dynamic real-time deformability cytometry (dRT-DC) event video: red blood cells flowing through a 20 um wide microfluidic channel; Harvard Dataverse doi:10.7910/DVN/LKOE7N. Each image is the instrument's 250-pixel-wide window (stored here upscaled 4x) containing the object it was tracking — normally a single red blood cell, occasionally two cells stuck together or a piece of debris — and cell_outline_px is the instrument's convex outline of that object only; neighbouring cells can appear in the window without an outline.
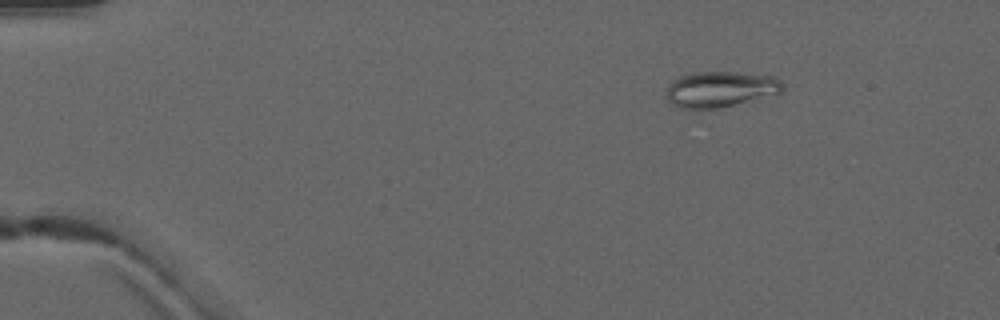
{"species": "common noctule bat (a hibernating species)", "species_latin": "Nyctalus noctula", "temperature_condition": "warm", "stored_images_in_passage": 5, "camera_frame_rate_fps": 3000, "um_per_image_px": 0.085, "animal": {"sex": "male", "forearm_length_mm": 52.5}, "frame": {"image": 1, "passage_image": 2, "time_ms": 1.333, "image_size_px": [1000, 320], "cell_outline_px": [[784, 88], [776, 96], [720, 108], [680, 108], [672, 104], [668, 100], [668, 84], [672, 80], [680, 76], [692, 72], [736, 72], [772, 76], [780, 80], [784, 84]], "centroid_in_image_um": [61.29, 7.59], "position_along_channel_um": 23.7, "area_um2": 24.57}}